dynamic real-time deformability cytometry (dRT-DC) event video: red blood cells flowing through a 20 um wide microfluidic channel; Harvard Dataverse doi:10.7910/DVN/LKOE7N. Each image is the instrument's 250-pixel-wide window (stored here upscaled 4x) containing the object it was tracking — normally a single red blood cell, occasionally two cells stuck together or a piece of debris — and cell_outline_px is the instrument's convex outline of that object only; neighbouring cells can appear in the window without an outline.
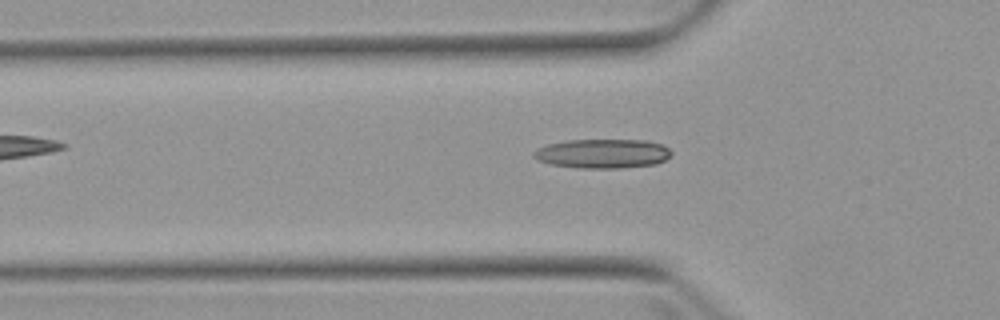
{"species": "Egyptian fruit bat (a non-hibernating species)", "species_latin": "Rousettus aegyptiacus", "temperature_condition": "warm", "stored_images_in_passage": 4, "camera_frame_rate_fps": 3000, "um_per_image_px": 0.085, "animal": {"sex": "female"}, "frame": {"image": 1, "passage_image": 4, "time_ms": 4.333, "image_size_px": [1000, 320], "cell_outline_px": [[672, 152], [664, 160], [656, 164], [620, 168], [576, 168], [552, 164], [536, 160], [532, 156], [532, 152], [536, 148], [548, 144], [568, 140], [648, 140], [664, 144]], "centroid_in_image_um": [51.2, 13.05], "position_along_channel_um": 74.6, "area_um2": 23.64}}